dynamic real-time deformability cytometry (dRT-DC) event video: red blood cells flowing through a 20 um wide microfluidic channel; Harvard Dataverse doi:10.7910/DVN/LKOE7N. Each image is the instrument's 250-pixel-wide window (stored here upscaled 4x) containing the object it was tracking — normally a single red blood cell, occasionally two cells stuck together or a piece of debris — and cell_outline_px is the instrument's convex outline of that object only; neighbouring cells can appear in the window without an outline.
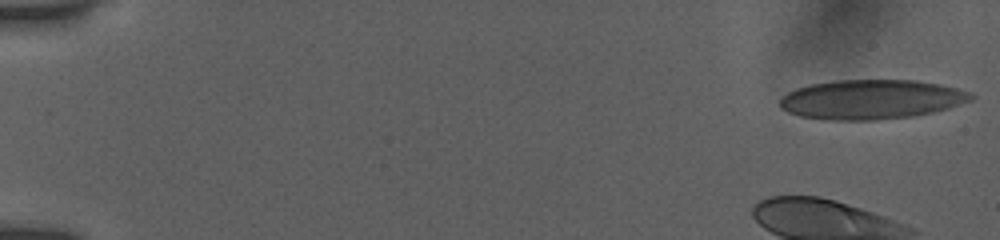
{"species": "human", "species_latin": "Homo sapiens", "temperature_condition": "room temperature", "stored_images_in_passage": 23, "camera_frame_rate_fps": 3000, "um_per_image_px": 0.085, "donor": {"sex": "female"}, "frame": {"image": 1, "passage_image": 1, "time_ms": 0.0, "image_size_px": [1000, 240], "cell_outline_px": [[976, 96], [972, 100], [948, 108], [916, 116], [876, 120], [836, 120], [800, 116], [788, 112], [780, 108], [780, 100], [788, 92], [796, 88], [812, 84], [836, 80], [916, 80], [940, 84], [956, 88], [968, 92]], "centroid_in_image_um": [74.08, 8.45], "position_along_channel_um": 10.9, "area_um2": 43.93}}